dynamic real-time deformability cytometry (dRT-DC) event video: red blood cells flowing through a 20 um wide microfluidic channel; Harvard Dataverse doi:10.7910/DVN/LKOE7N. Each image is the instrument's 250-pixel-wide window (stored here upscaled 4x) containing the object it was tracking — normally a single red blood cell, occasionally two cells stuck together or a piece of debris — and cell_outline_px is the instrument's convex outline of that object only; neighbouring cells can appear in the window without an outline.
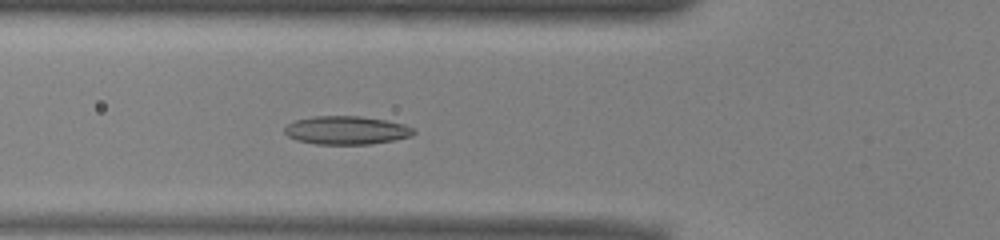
{"species": "common noctule bat (a hibernating species)", "species_latin": "Nyctalus noctula", "temperature_condition": "warm", "stored_images_in_passage": 50, "camera_frame_rate_fps": 3000, "um_per_image_px": 0.085, "animal": {"sex": "male", "body_mass_g": 13.0, "forearm_length_mm": 53.1}, "frame": {"image": 1, "passage_image": 16, "time_ms": 5.0, "image_size_px": [1000, 240], "cell_outline_px": [[416, 132], [412, 136], [372, 144], [316, 144], [296, 140], [288, 136], [284, 132], [284, 128], [288, 124], [296, 120], [312, 116], [360, 116], [384, 120], [404, 124], [412, 128]], "centroid_in_image_um": [29.43, 11.07], "position_along_channel_um": 96.4, "area_um2": 21.27}}
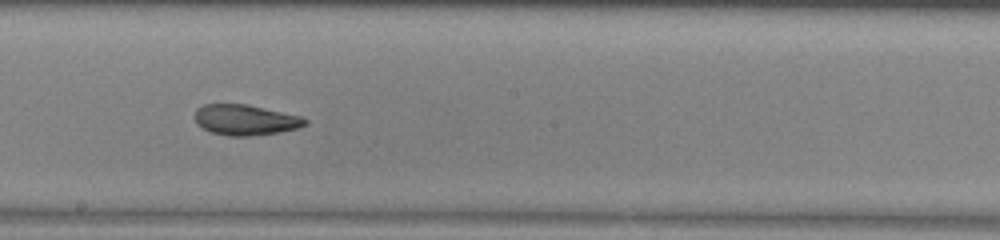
{"frame": {"image": 2, "passage_image": 26, "time_ms": 8.333, "image_size_px": [1000, 240], "cell_outline_px": [[308, 124], [300, 128], [280, 132], [252, 136], [228, 136], [212, 132], [196, 124], [196, 108], [204, 104], [248, 104], [300, 116], [308, 120]], "centroid_in_image_um": [20.89, 10.19], "position_along_channel_um": 227.3, "area_um2": 19.71}}
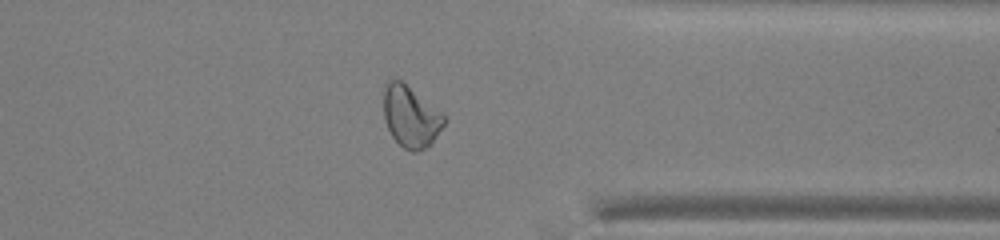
{"frame": {"image": 3, "passage_image": 38, "time_ms": 12.333, "image_size_px": [1000, 240], "cell_outline_px": [[448, 120], [432, 144], [416, 152], [412, 152], [404, 148], [392, 136], [384, 120], [384, 88], [388, 80], [392, 76], [400, 80], [440, 112]], "centroid_in_image_um": [34.9, 9.92], "position_along_channel_um": 376.5, "area_um2": 21.5}, "authors_computed_cell_mechanics": {"area_um2": 21.6461, "velocity_mm_per_s": 3.932, "shape_relaxation_time_tau1_ms": null, "shape_relaxation_time_tau2_ms": 1.739, "deformation_change_tau1": null, "deformation_change_tau2": 0.0662}}